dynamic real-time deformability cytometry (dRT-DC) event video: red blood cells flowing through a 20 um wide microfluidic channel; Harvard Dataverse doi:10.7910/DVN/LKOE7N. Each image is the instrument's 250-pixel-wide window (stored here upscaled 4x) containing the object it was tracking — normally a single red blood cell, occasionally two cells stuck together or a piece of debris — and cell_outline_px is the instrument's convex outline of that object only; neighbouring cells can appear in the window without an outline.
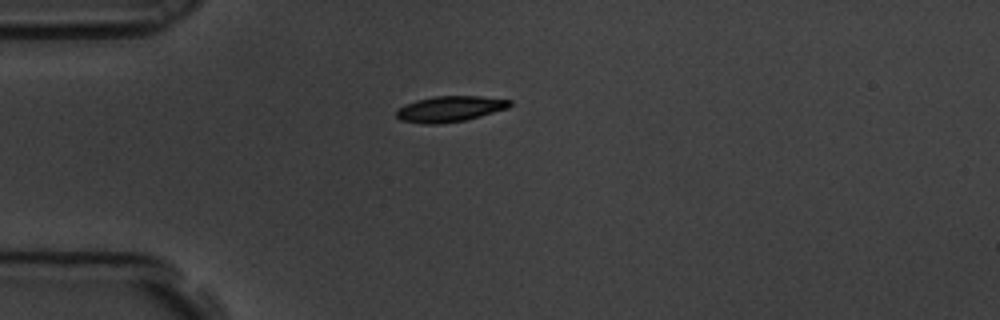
{"species": "common noctule bat (a hibernating species)", "species_latin": "Nyctalus noctula", "temperature_condition": "room temperature", "stored_images_in_passage": 3, "camera_frame_rate_fps": 3000, "um_per_image_px": 0.085, "animal": {"sex": "male", "body_mass_g": 19.5, "forearm_length_mm": 54.6}, "frame": {"image": 1, "passage_image": 1, "time_ms": 0.0, "image_size_px": [1000, 320], "cell_outline_px": [[512, 104], [508, 108], [480, 116], [464, 120], [436, 124], [424, 124], [400, 120], [396, 116], [396, 112], [404, 104], [416, 100], [436, 96], [480, 96], [512, 100]], "centroid_in_image_um": [38.24, 9.25], "position_along_channel_um": 46.8, "area_um2": 16.94}}
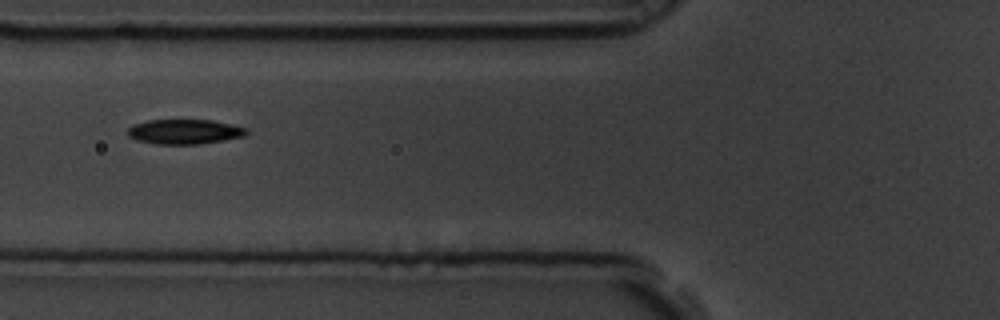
{"frame": {"image": 2, "passage_image": 3, "time_ms": 0.667, "image_size_px": [1000, 320], "cell_outline_px": [[248, 132], [244, 136], [224, 140], [200, 144], [156, 144], [136, 140], [128, 136], [128, 128], [132, 124], [148, 120], [212, 120], [232, 124], [248, 128]], "centroid_in_image_um": [15.68, 11.19], "position_along_channel_um": 110.1, "area_um2": 17.28}}